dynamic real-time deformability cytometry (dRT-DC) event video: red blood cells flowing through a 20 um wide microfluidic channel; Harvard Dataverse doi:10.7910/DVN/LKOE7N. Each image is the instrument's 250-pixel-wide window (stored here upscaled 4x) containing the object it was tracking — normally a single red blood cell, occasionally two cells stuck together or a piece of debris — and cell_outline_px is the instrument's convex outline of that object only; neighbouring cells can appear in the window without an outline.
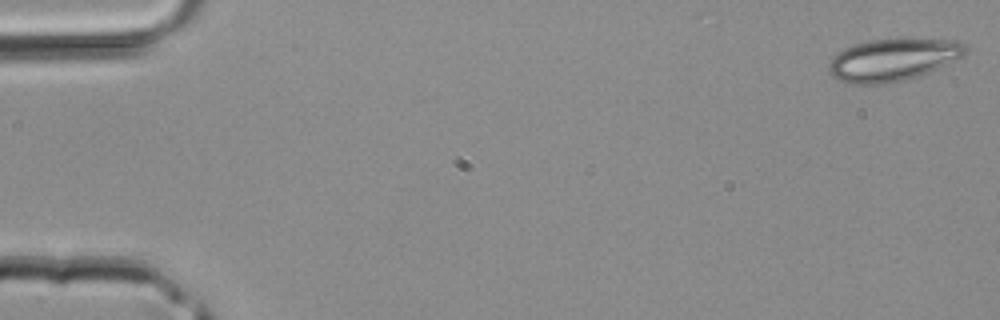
{"species": "common noctule bat (a hibernating species)", "species_latin": "Nyctalus noctula", "temperature_condition": "room temperature", "stored_images_in_passage": 42, "camera_frame_rate_fps": 3000, "um_per_image_px": 0.085, "animal": {"sex": "male", "body_mass_g": 20.4}, "frame": {"image": 1, "passage_image": 1, "time_ms": 0.0, "image_size_px": [1000, 320], "cell_outline_px": [[968, 52], [964, 56], [928, 72], [904, 80], [884, 84], [852, 84], [836, 80], [828, 72], [828, 64], [832, 56], [836, 52], [844, 48], [868, 40], [956, 40], [964, 44], [968, 48]], "centroid_in_image_um": [75.84, 5.1], "position_along_channel_um": 9.2, "area_um2": 33.52}}
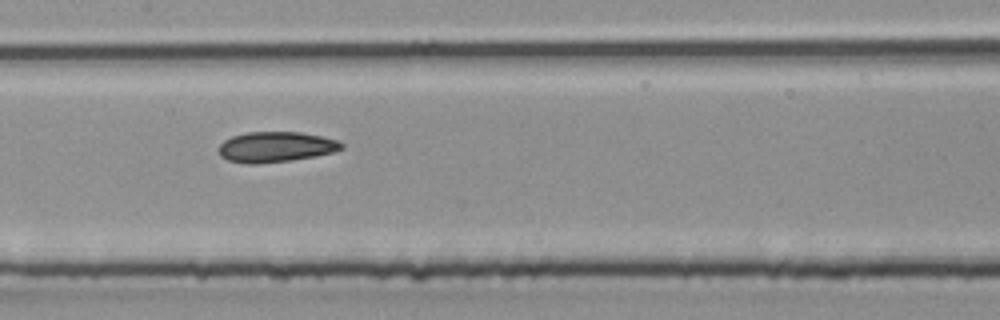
{"frame": {"image": 2, "passage_image": 21, "time_ms": 6.667, "image_size_px": [1000, 320], "cell_outline_px": [[344, 148], [332, 152], [316, 156], [292, 160], [256, 164], [244, 164], [228, 160], [220, 156], [216, 148], [224, 140], [232, 136], [248, 132], [300, 132], [320, 136], [336, 140], [344, 144]], "centroid_in_image_um": [23.39, 12.5], "position_along_channel_um": 184.0, "area_um2": 21.91}}
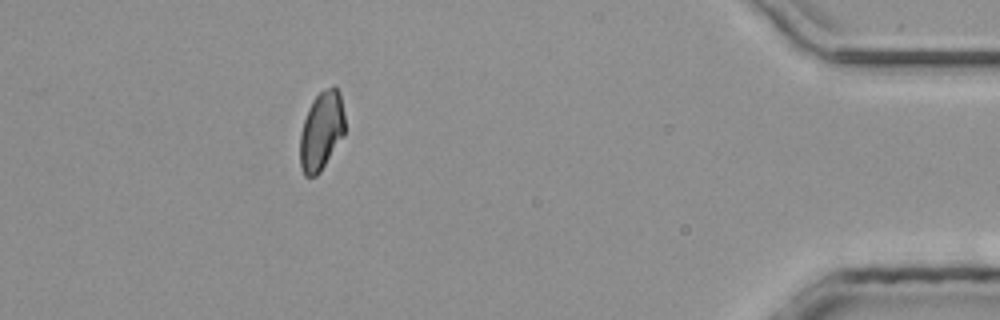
{"frame": {"image": 3, "passage_image": 38, "time_ms": 12.333, "image_size_px": [1000, 320], "cell_outline_px": [[344, 136], [320, 172], [316, 176], [304, 176], [300, 168], [300, 132], [308, 108], [312, 100], [320, 92], [332, 84], [340, 92], [344, 116]], "centroid_in_image_um": [27.31, 11.13], "position_along_channel_um": 407.9, "area_um2": 20.75}}